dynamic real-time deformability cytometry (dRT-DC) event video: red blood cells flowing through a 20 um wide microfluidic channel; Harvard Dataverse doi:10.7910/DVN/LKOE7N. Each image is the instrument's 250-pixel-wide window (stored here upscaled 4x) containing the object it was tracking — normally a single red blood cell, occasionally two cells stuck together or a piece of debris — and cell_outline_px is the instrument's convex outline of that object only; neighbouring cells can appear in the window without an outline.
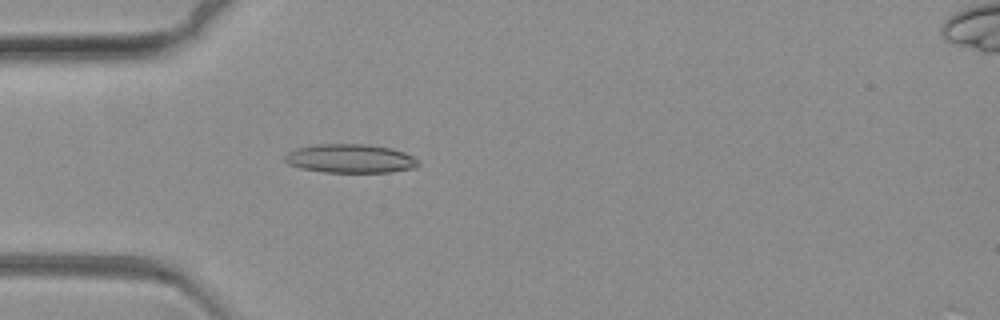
{"species": "common noctule bat (a hibernating species)", "species_latin": "Nyctalus noctula", "temperature_condition": "warm", "stored_images_in_passage": 72, "camera_frame_rate_fps": 3000, "um_per_image_px": 0.085, "animal": {"sex": "female", "body_mass_g": 19.3, "forearm_length_mm": 54.1}, "frame": {"image": 1, "passage_image": 22, "time_ms": 7.0, "image_size_px": [1000, 320], "cell_outline_px": [[420, 164], [416, 168], [392, 172], [324, 172], [300, 168], [288, 164], [284, 160], [284, 156], [288, 152], [296, 148], [316, 144], [368, 144], [392, 148], [404, 152], [420, 160]], "centroid_in_image_um": [29.8, 13.47], "position_along_channel_um": 55.2, "area_um2": 22.66}}
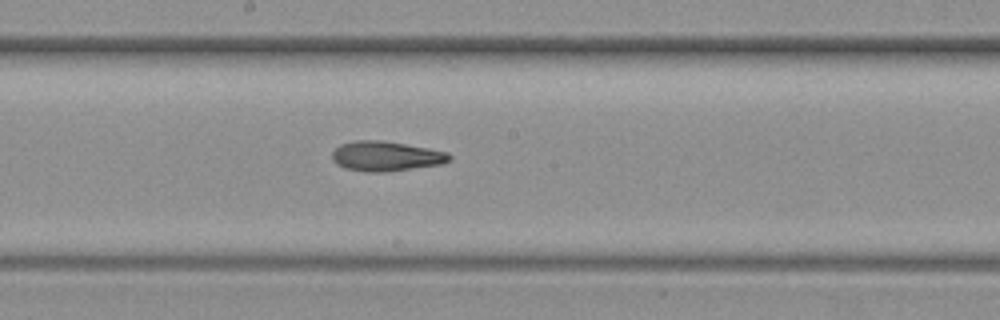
{"frame": {"image": 2, "passage_image": 39, "time_ms": 12.667, "image_size_px": [1000, 320], "cell_outline_px": [[452, 160], [440, 164], [384, 172], [364, 172], [344, 168], [336, 164], [332, 160], [332, 152], [340, 144], [356, 140], [384, 140], [428, 148], [448, 152], [452, 156]], "centroid_in_image_um": [32.79, 13.27], "position_along_channel_um": 215.4, "area_um2": 20.52}}
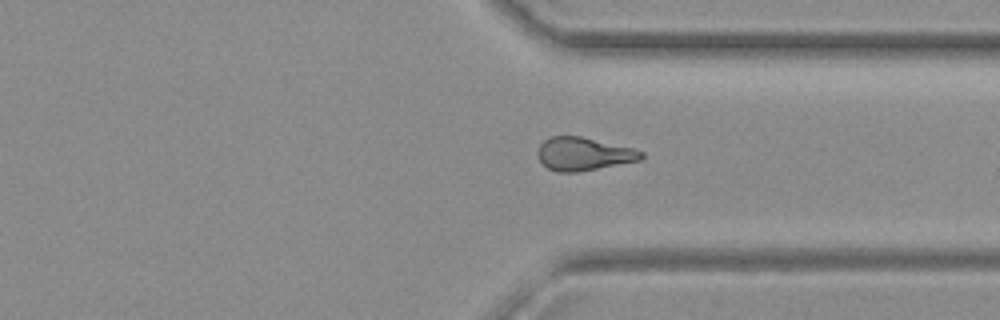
{"frame": {"image": 3, "passage_image": 54, "time_ms": 17.667, "image_size_px": [1000, 320], "cell_outline_px": [[644, 156], [640, 160], [576, 172], [556, 172], [548, 168], [540, 160], [536, 152], [540, 144], [548, 136], [580, 136], [632, 148], [644, 152]], "centroid_in_image_um": [49.57, 13.07], "position_along_channel_um": 361.8, "area_um2": 19.83}}